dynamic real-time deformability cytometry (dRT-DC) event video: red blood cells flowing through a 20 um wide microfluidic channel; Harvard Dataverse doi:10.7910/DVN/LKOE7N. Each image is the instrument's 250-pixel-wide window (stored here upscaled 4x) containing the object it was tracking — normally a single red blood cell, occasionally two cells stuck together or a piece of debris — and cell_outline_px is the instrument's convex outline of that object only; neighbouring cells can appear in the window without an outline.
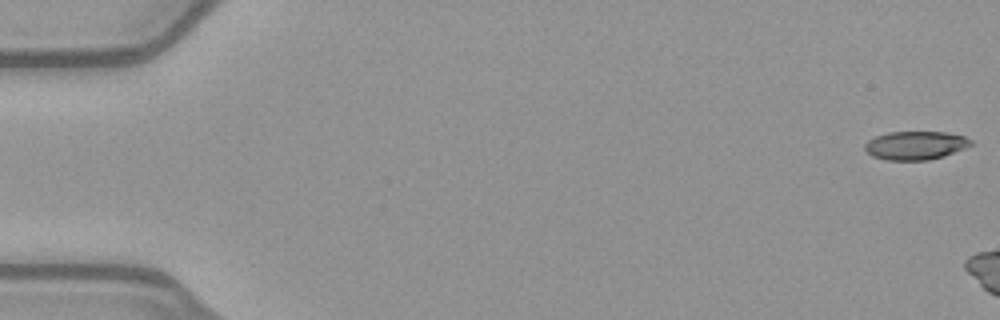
{"species": "common noctule bat (a hibernating species)", "species_latin": "Nyctalus noctula", "temperature_condition": "warm", "stored_images_in_passage": 6, "camera_frame_rate_fps": 3000, "um_per_image_px": 0.085, "animal": {"sex": "female", "body_mass_g": 21.9}, "frame": {"image": 1, "passage_image": 1, "time_ms": 0.0, "image_size_px": [1000, 320], "cell_outline_px": [[976, 144], [944, 156], [928, 160], [888, 160], [872, 156], [864, 148], [864, 144], [868, 140], [876, 136], [888, 132], [948, 132], [964, 136], [972, 140]], "centroid_in_image_um": [77.86, 12.35], "position_along_channel_um": 7.1, "area_um2": 17.74}}